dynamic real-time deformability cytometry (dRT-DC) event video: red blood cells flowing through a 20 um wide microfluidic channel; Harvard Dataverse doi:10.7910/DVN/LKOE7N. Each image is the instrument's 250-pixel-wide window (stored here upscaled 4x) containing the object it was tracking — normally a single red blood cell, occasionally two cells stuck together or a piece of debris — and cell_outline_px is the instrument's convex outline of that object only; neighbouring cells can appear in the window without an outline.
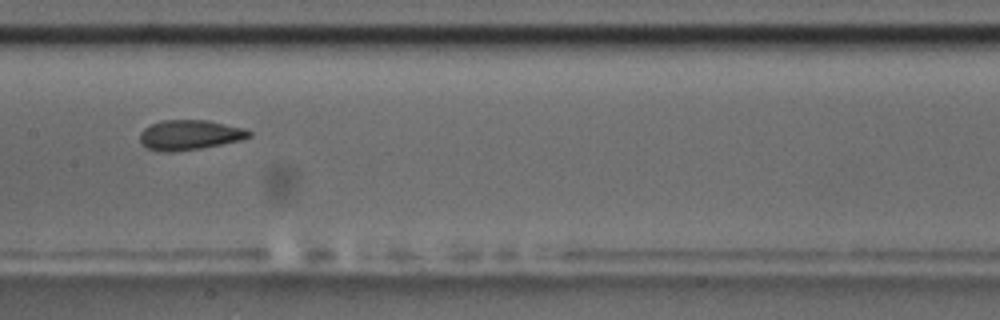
{"species": "common noctule bat (a hibernating species)", "species_latin": "Nyctalus noctula", "temperature_condition": "room temperature", "stored_images_in_passage": 7, "camera_frame_rate_fps": 3000, "um_per_image_px": 0.085, "animal": {"sex": "male", "body_mass_g": 17.5, "forearm_length_mm": 52.3}, "frame": {"image": 1, "passage_image": 5, "time_ms": 4.667, "image_size_px": [1000, 320], "cell_outline_px": [[252, 136], [244, 140], [200, 148], [172, 152], [160, 152], [148, 148], [140, 140], [140, 132], [144, 128], [160, 120], [208, 120], [244, 128], [252, 132]], "centroid_in_image_um": [16.15, 11.47], "position_along_channel_um": 191.2, "area_um2": 19.13}}
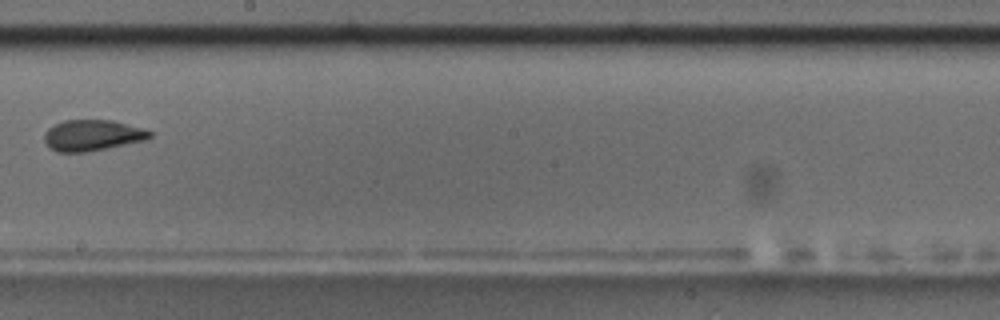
{"frame": {"image": 2, "passage_image": 6, "time_ms": 6.0, "image_size_px": [1000, 320], "cell_outline_px": [[152, 136], [148, 140], [108, 148], [84, 152], [56, 152], [48, 148], [44, 140], [44, 132], [48, 128], [64, 120], [112, 120], [144, 128], [152, 132]], "centroid_in_image_um": [7.86, 11.51], "position_along_channel_um": 240.3, "area_um2": 19.31}}